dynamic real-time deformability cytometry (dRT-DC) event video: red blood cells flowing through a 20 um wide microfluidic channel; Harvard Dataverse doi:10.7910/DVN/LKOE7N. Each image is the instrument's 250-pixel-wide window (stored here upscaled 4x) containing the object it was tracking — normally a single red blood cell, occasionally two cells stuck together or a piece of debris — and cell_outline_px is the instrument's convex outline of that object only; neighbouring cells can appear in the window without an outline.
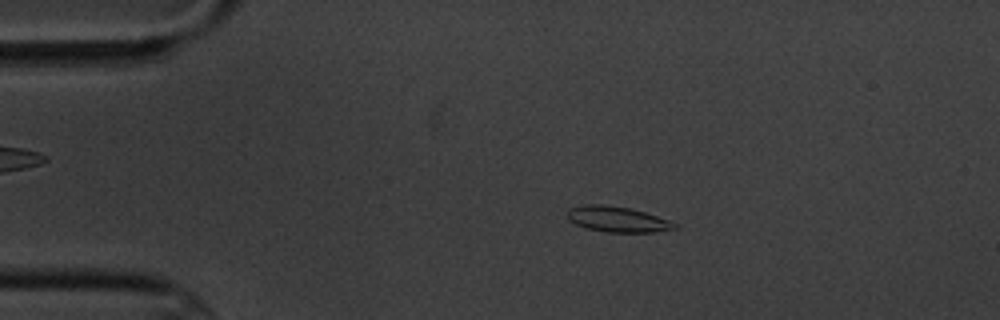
{"species": "common noctule bat (a hibernating species)", "species_latin": "Nyctalus noctula", "temperature_condition": "cold", "stored_images_in_passage": 6, "camera_frame_rate_fps": 3000, "um_per_image_px": 0.085, "animal": {"sex": "male", "body_mass_g": 20.1, "forearm_length_mm": 53.5}, "frame": {"image": 1, "passage_image": 2, "time_ms": 2.0, "image_size_px": [1000, 320], "cell_outline_px": [[680, 228], [656, 232], [608, 232], [588, 228], [576, 224], [568, 220], [568, 208], [584, 204], [600, 204], [632, 208], [668, 220], [676, 224]], "centroid_in_image_um": [52.48, 18.63], "position_along_channel_um": 32.5, "area_um2": 15.95}}
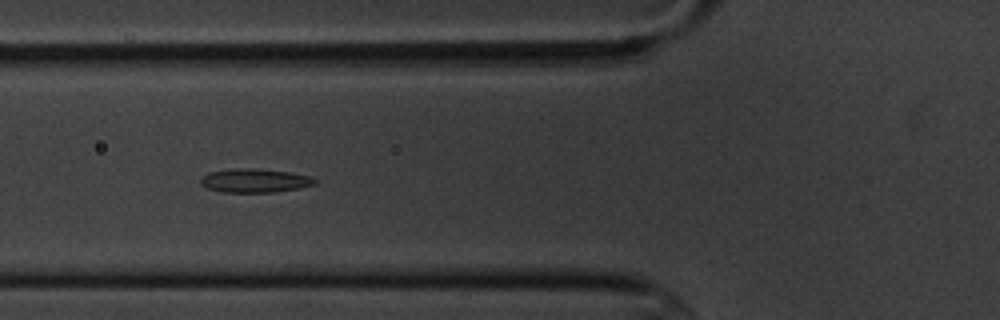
{"frame": {"image": 2, "passage_image": 5, "time_ms": 5.333, "image_size_px": [1000, 320], "cell_outline_px": [[316, 184], [300, 188], [276, 192], [220, 192], [208, 188], [200, 184], [200, 180], [208, 172], [236, 168], [256, 168], [288, 172], [308, 176], [316, 180]], "centroid_in_image_um": [21.64, 15.35], "position_along_channel_um": 104.2, "area_um2": 15.78}}
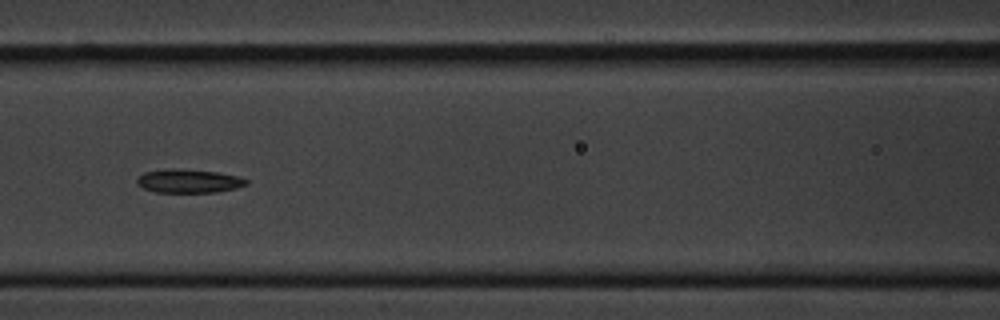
{"frame": {"image": 3, "passage_image": 6, "time_ms": 6.667, "image_size_px": [1000, 320], "cell_outline_px": [[248, 184], [236, 188], [216, 192], [156, 192], [144, 188], [136, 184], [136, 180], [144, 172], [176, 168], [216, 172], [236, 176], [248, 180]], "centroid_in_image_um": [16.03, 15.39], "position_along_channel_um": 150.6, "area_um2": 14.85}}